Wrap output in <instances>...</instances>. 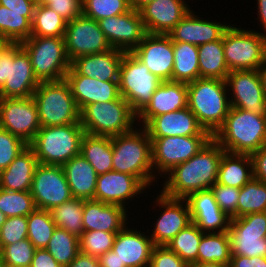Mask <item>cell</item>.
I'll use <instances>...</instances> for the list:
<instances>
[{"mask_svg":"<svg viewBox=\"0 0 266 267\" xmlns=\"http://www.w3.org/2000/svg\"><path fill=\"white\" fill-rule=\"evenodd\" d=\"M225 150L211 138L186 162L174 166L162 176L161 192L170 198L185 199L189 194L210 189L217 182L219 165Z\"/></svg>","mask_w":266,"mask_h":267,"instance_id":"6da1fadb","label":"cell"},{"mask_svg":"<svg viewBox=\"0 0 266 267\" xmlns=\"http://www.w3.org/2000/svg\"><path fill=\"white\" fill-rule=\"evenodd\" d=\"M138 126V128H137ZM113 171L137 177L148 189L157 177L152 166L151 139L144 126L112 137Z\"/></svg>","mask_w":266,"mask_h":267,"instance_id":"7a4b0ae2","label":"cell"},{"mask_svg":"<svg viewBox=\"0 0 266 267\" xmlns=\"http://www.w3.org/2000/svg\"><path fill=\"white\" fill-rule=\"evenodd\" d=\"M212 138L226 152L251 155L266 145V115L231 107Z\"/></svg>","mask_w":266,"mask_h":267,"instance_id":"3957f363","label":"cell"},{"mask_svg":"<svg viewBox=\"0 0 266 267\" xmlns=\"http://www.w3.org/2000/svg\"><path fill=\"white\" fill-rule=\"evenodd\" d=\"M187 107L212 136L224 124L231 108L227 85L216 78H198L187 83Z\"/></svg>","mask_w":266,"mask_h":267,"instance_id":"277c9868","label":"cell"},{"mask_svg":"<svg viewBox=\"0 0 266 267\" xmlns=\"http://www.w3.org/2000/svg\"><path fill=\"white\" fill-rule=\"evenodd\" d=\"M32 97L41 127L81 124L80 110L65 78L40 82Z\"/></svg>","mask_w":266,"mask_h":267,"instance_id":"5b68a950","label":"cell"},{"mask_svg":"<svg viewBox=\"0 0 266 267\" xmlns=\"http://www.w3.org/2000/svg\"><path fill=\"white\" fill-rule=\"evenodd\" d=\"M84 134L81 124L41 127L28 146L39 164L63 166L80 154Z\"/></svg>","mask_w":266,"mask_h":267,"instance_id":"8992f818","label":"cell"},{"mask_svg":"<svg viewBox=\"0 0 266 267\" xmlns=\"http://www.w3.org/2000/svg\"><path fill=\"white\" fill-rule=\"evenodd\" d=\"M137 115L120 96L109 102L92 103L80 111V123L86 134L113 137L131 131Z\"/></svg>","mask_w":266,"mask_h":267,"instance_id":"52a82bcc","label":"cell"},{"mask_svg":"<svg viewBox=\"0 0 266 267\" xmlns=\"http://www.w3.org/2000/svg\"><path fill=\"white\" fill-rule=\"evenodd\" d=\"M230 25L222 41L229 71L258 70L266 61V35Z\"/></svg>","mask_w":266,"mask_h":267,"instance_id":"ba28073f","label":"cell"},{"mask_svg":"<svg viewBox=\"0 0 266 267\" xmlns=\"http://www.w3.org/2000/svg\"><path fill=\"white\" fill-rule=\"evenodd\" d=\"M39 82L64 79L70 69L64 37H30L20 43Z\"/></svg>","mask_w":266,"mask_h":267,"instance_id":"9c48e42d","label":"cell"},{"mask_svg":"<svg viewBox=\"0 0 266 267\" xmlns=\"http://www.w3.org/2000/svg\"><path fill=\"white\" fill-rule=\"evenodd\" d=\"M39 83L27 52L12 44L0 58V98L31 97Z\"/></svg>","mask_w":266,"mask_h":267,"instance_id":"30bf717a","label":"cell"},{"mask_svg":"<svg viewBox=\"0 0 266 267\" xmlns=\"http://www.w3.org/2000/svg\"><path fill=\"white\" fill-rule=\"evenodd\" d=\"M161 83L131 52H125L120 66L119 91L136 115L147 106Z\"/></svg>","mask_w":266,"mask_h":267,"instance_id":"8fae6325","label":"cell"},{"mask_svg":"<svg viewBox=\"0 0 266 267\" xmlns=\"http://www.w3.org/2000/svg\"><path fill=\"white\" fill-rule=\"evenodd\" d=\"M211 138L212 135L150 137L154 175L159 179L174 166L186 162Z\"/></svg>","mask_w":266,"mask_h":267,"instance_id":"7c38bea8","label":"cell"},{"mask_svg":"<svg viewBox=\"0 0 266 267\" xmlns=\"http://www.w3.org/2000/svg\"><path fill=\"white\" fill-rule=\"evenodd\" d=\"M231 255L266 257V212L230 219Z\"/></svg>","mask_w":266,"mask_h":267,"instance_id":"4fadbf2b","label":"cell"},{"mask_svg":"<svg viewBox=\"0 0 266 267\" xmlns=\"http://www.w3.org/2000/svg\"><path fill=\"white\" fill-rule=\"evenodd\" d=\"M30 193L37 209L50 211L73 198L62 166L38 164Z\"/></svg>","mask_w":266,"mask_h":267,"instance_id":"5bb4252c","label":"cell"},{"mask_svg":"<svg viewBox=\"0 0 266 267\" xmlns=\"http://www.w3.org/2000/svg\"><path fill=\"white\" fill-rule=\"evenodd\" d=\"M0 128L29 144L41 128L33 97L0 98Z\"/></svg>","mask_w":266,"mask_h":267,"instance_id":"9a60e30c","label":"cell"},{"mask_svg":"<svg viewBox=\"0 0 266 267\" xmlns=\"http://www.w3.org/2000/svg\"><path fill=\"white\" fill-rule=\"evenodd\" d=\"M64 40L70 61L79 56L103 53L112 49L98 21L83 14L67 22Z\"/></svg>","mask_w":266,"mask_h":267,"instance_id":"2e32d148","label":"cell"},{"mask_svg":"<svg viewBox=\"0 0 266 267\" xmlns=\"http://www.w3.org/2000/svg\"><path fill=\"white\" fill-rule=\"evenodd\" d=\"M156 194L155 202L158 210H162L154 222L153 229L150 231L154 245H166L182 229L192 223L189 206L185 199L170 198Z\"/></svg>","mask_w":266,"mask_h":267,"instance_id":"e0dca14e","label":"cell"},{"mask_svg":"<svg viewBox=\"0 0 266 267\" xmlns=\"http://www.w3.org/2000/svg\"><path fill=\"white\" fill-rule=\"evenodd\" d=\"M225 82L231 107L266 115V96L258 70L230 71Z\"/></svg>","mask_w":266,"mask_h":267,"instance_id":"ac0fdd59","label":"cell"},{"mask_svg":"<svg viewBox=\"0 0 266 267\" xmlns=\"http://www.w3.org/2000/svg\"><path fill=\"white\" fill-rule=\"evenodd\" d=\"M98 23L111 47L124 52H132L147 34L140 11L133 8Z\"/></svg>","mask_w":266,"mask_h":267,"instance_id":"d6986e66","label":"cell"},{"mask_svg":"<svg viewBox=\"0 0 266 267\" xmlns=\"http://www.w3.org/2000/svg\"><path fill=\"white\" fill-rule=\"evenodd\" d=\"M131 53L162 82L172 81L174 50L169 35L147 33Z\"/></svg>","mask_w":266,"mask_h":267,"instance_id":"ffe728a7","label":"cell"},{"mask_svg":"<svg viewBox=\"0 0 266 267\" xmlns=\"http://www.w3.org/2000/svg\"><path fill=\"white\" fill-rule=\"evenodd\" d=\"M148 189L137 177L109 171L98 175L94 200L131 209L130 202ZM139 197H138V196ZM130 200V201H129ZM128 206V207H126Z\"/></svg>","mask_w":266,"mask_h":267,"instance_id":"44dd1931","label":"cell"},{"mask_svg":"<svg viewBox=\"0 0 266 267\" xmlns=\"http://www.w3.org/2000/svg\"><path fill=\"white\" fill-rule=\"evenodd\" d=\"M129 223L117 232L112 250L120 260V267H149L155 245L149 234L132 229V224L130 228Z\"/></svg>","mask_w":266,"mask_h":267,"instance_id":"7402d4cb","label":"cell"},{"mask_svg":"<svg viewBox=\"0 0 266 267\" xmlns=\"http://www.w3.org/2000/svg\"><path fill=\"white\" fill-rule=\"evenodd\" d=\"M185 0H153L139 11L146 32L168 35L191 10Z\"/></svg>","mask_w":266,"mask_h":267,"instance_id":"603a6c76","label":"cell"},{"mask_svg":"<svg viewBox=\"0 0 266 267\" xmlns=\"http://www.w3.org/2000/svg\"><path fill=\"white\" fill-rule=\"evenodd\" d=\"M188 203L192 222L203 233H221L228 231L230 217L217 204L211 189L189 194Z\"/></svg>","mask_w":266,"mask_h":267,"instance_id":"cb8c5ba5","label":"cell"},{"mask_svg":"<svg viewBox=\"0 0 266 267\" xmlns=\"http://www.w3.org/2000/svg\"><path fill=\"white\" fill-rule=\"evenodd\" d=\"M190 10L168 34L173 42H185L196 46L222 39L230 24L213 21L196 15Z\"/></svg>","mask_w":266,"mask_h":267,"instance_id":"d4e9b609","label":"cell"},{"mask_svg":"<svg viewBox=\"0 0 266 267\" xmlns=\"http://www.w3.org/2000/svg\"><path fill=\"white\" fill-rule=\"evenodd\" d=\"M124 54V51L112 48L103 53L79 56L71 61L67 73H79L104 82H119L120 66Z\"/></svg>","mask_w":266,"mask_h":267,"instance_id":"484cf974","label":"cell"},{"mask_svg":"<svg viewBox=\"0 0 266 267\" xmlns=\"http://www.w3.org/2000/svg\"><path fill=\"white\" fill-rule=\"evenodd\" d=\"M187 101V83L164 81L137 115V125L145 127L155 116L183 109L187 107Z\"/></svg>","mask_w":266,"mask_h":267,"instance_id":"4316f807","label":"cell"},{"mask_svg":"<svg viewBox=\"0 0 266 267\" xmlns=\"http://www.w3.org/2000/svg\"><path fill=\"white\" fill-rule=\"evenodd\" d=\"M145 128L149 137L211 135L188 107L155 116Z\"/></svg>","mask_w":266,"mask_h":267,"instance_id":"83f0119b","label":"cell"},{"mask_svg":"<svg viewBox=\"0 0 266 267\" xmlns=\"http://www.w3.org/2000/svg\"><path fill=\"white\" fill-rule=\"evenodd\" d=\"M132 214L124 207L106 204L96 200H84L83 203V226L84 231L119 232L130 222Z\"/></svg>","mask_w":266,"mask_h":267,"instance_id":"f1b7e54d","label":"cell"},{"mask_svg":"<svg viewBox=\"0 0 266 267\" xmlns=\"http://www.w3.org/2000/svg\"><path fill=\"white\" fill-rule=\"evenodd\" d=\"M65 79L80 111L88 104L109 102L121 96L119 82H104L79 73H67Z\"/></svg>","mask_w":266,"mask_h":267,"instance_id":"f546056e","label":"cell"},{"mask_svg":"<svg viewBox=\"0 0 266 267\" xmlns=\"http://www.w3.org/2000/svg\"><path fill=\"white\" fill-rule=\"evenodd\" d=\"M38 164L34 151L27 146L5 170L0 172V188L8 191H30Z\"/></svg>","mask_w":266,"mask_h":267,"instance_id":"4dcf8cb0","label":"cell"},{"mask_svg":"<svg viewBox=\"0 0 266 267\" xmlns=\"http://www.w3.org/2000/svg\"><path fill=\"white\" fill-rule=\"evenodd\" d=\"M73 198L94 200L98 174L80 153L63 166Z\"/></svg>","mask_w":266,"mask_h":267,"instance_id":"1f68e13d","label":"cell"},{"mask_svg":"<svg viewBox=\"0 0 266 267\" xmlns=\"http://www.w3.org/2000/svg\"><path fill=\"white\" fill-rule=\"evenodd\" d=\"M253 177L252 159L247 154L224 152L217 183L240 189Z\"/></svg>","mask_w":266,"mask_h":267,"instance_id":"d6a6232c","label":"cell"},{"mask_svg":"<svg viewBox=\"0 0 266 267\" xmlns=\"http://www.w3.org/2000/svg\"><path fill=\"white\" fill-rule=\"evenodd\" d=\"M80 153L93 166L98 175L113 171L112 137L84 134Z\"/></svg>","mask_w":266,"mask_h":267,"instance_id":"836d02e7","label":"cell"},{"mask_svg":"<svg viewBox=\"0 0 266 267\" xmlns=\"http://www.w3.org/2000/svg\"><path fill=\"white\" fill-rule=\"evenodd\" d=\"M197 47L199 78H216L225 81L230 71L225 61L222 39Z\"/></svg>","mask_w":266,"mask_h":267,"instance_id":"e575fe53","label":"cell"},{"mask_svg":"<svg viewBox=\"0 0 266 267\" xmlns=\"http://www.w3.org/2000/svg\"><path fill=\"white\" fill-rule=\"evenodd\" d=\"M173 82L189 83L199 78L198 47L185 42H173Z\"/></svg>","mask_w":266,"mask_h":267,"instance_id":"d590c367","label":"cell"},{"mask_svg":"<svg viewBox=\"0 0 266 267\" xmlns=\"http://www.w3.org/2000/svg\"><path fill=\"white\" fill-rule=\"evenodd\" d=\"M34 12H15L0 5V37L20 44L31 37Z\"/></svg>","mask_w":266,"mask_h":267,"instance_id":"8d00e7d4","label":"cell"},{"mask_svg":"<svg viewBox=\"0 0 266 267\" xmlns=\"http://www.w3.org/2000/svg\"><path fill=\"white\" fill-rule=\"evenodd\" d=\"M218 262L230 265L231 246L228 232L204 233L198 246L197 263Z\"/></svg>","mask_w":266,"mask_h":267,"instance_id":"74e56055","label":"cell"},{"mask_svg":"<svg viewBox=\"0 0 266 267\" xmlns=\"http://www.w3.org/2000/svg\"><path fill=\"white\" fill-rule=\"evenodd\" d=\"M83 199L72 198L50 210L56 227L65 229L72 235L80 237L84 232L83 226Z\"/></svg>","mask_w":266,"mask_h":267,"instance_id":"f35d334b","label":"cell"},{"mask_svg":"<svg viewBox=\"0 0 266 267\" xmlns=\"http://www.w3.org/2000/svg\"><path fill=\"white\" fill-rule=\"evenodd\" d=\"M67 21L47 5H36L31 37H64Z\"/></svg>","mask_w":266,"mask_h":267,"instance_id":"ab89813d","label":"cell"},{"mask_svg":"<svg viewBox=\"0 0 266 267\" xmlns=\"http://www.w3.org/2000/svg\"><path fill=\"white\" fill-rule=\"evenodd\" d=\"M203 234L192 222L170 240L166 246L191 266L197 263L198 246Z\"/></svg>","mask_w":266,"mask_h":267,"instance_id":"60d3db41","label":"cell"},{"mask_svg":"<svg viewBox=\"0 0 266 267\" xmlns=\"http://www.w3.org/2000/svg\"><path fill=\"white\" fill-rule=\"evenodd\" d=\"M266 212V183L252 177L240 188L236 218Z\"/></svg>","mask_w":266,"mask_h":267,"instance_id":"b9f144b4","label":"cell"},{"mask_svg":"<svg viewBox=\"0 0 266 267\" xmlns=\"http://www.w3.org/2000/svg\"><path fill=\"white\" fill-rule=\"evenodd\" d=\"M63 267L69 265L79 251V238L62 228L56 227L45 248Z\"/></svg>","mask_w":266,"mask_h":267,"instance_id":"7bdbcfd3","label":"cell"},{"mask_svg":"<svg viewBox=\"0 0 266 267\" xmlns=\"http://www.w3.org/2000/svg\"><path fill=\"white\" fill-rule=\"evenodd\" d=\"M27 238L36 249L46 248L56 228L48 210L35 209L27 216Z\"/></svg>","mask_w":266,"mask_h":267,"instance_id":"ee69618b","label":"cell"},{"mask_svg":"<svg viewBox=\"0 0 266 267\" xmlns=\"http://www.w3.org/2000/svg\"><path fill=\"white\" fill-rule=\"evenodd\" d=\"M35 209L30 191H8L0 188V211L5 216H28Z\"/></svg>","mask_w":266,"mask_h":267,"instance_id":"f6af8a7d","label":"cell"},{"mask_svg":"<svg viewBox=\"0 0 266 267\" xmlns=\"http://www.w3.org/2000/svg\"><path fill=\"white\" fill-rule=\"evenodd\" d=\"M129 0H82V14L90 19H101L130 11Z\"/></svg>","mask_w":266,"mask_h":267,"instance_id":"bcb514c9","label":"cell"},{"mask_svg":"<svg viewBox=\"0 0 266 267\" xmlns=\"http://www.w3.org/2000/svg\"><path fill=\"white\" fill-rule=\"evenodd\" d=\"M117 232L84 231L79 237V251L94 257L112 250Z\"/></svg>","mask_w":266,"mask_h":267,"instance_id":"7dc6e473","label":"cell"},{"mask_svg":"<svg viewBox=\"0 0 266 267\" xmlns=\"http://www.w3.org/2000/svg\"><path fill=\"white\" fill-rule=\"evenodd\" d=\"M35 250V246L27 238L5 245L0 250V256L4 267H30Z\"/></svg>","mask_w":266,"mask_h":267,"instance_id":"c3c4849f","label":"cell"},{"mask_svg":"<svg viewBox=\"0 0 266 267\" xmlns=\"http://www.w3.org/2000/svg\"><path fill=\"white\" fill-rule=\"evenodd\" d=\"M28 146L20 137L0 128V172Z\"/></svg>","mask_w":266,"mask_h":267,"instance_id":"681fc988","label":"cell"},{"mask_svg":"<svg viewBox=\"0 0 266 267\" xmlns=\"http://www.w3.org/2000/svg\"><path fill=\"white\" fill-rule=\"evenodd\" d=\"M27 216L7 217L0 229V250L5 245L27 239Z\"/></svg>","mask_w":266,"mask_h":267,"instance_id":"f907efd6","label":"cell"},{"mask_svg":"<svg viewBox=\"0 0 266 267\" xmlns=\"http://www.w3.org/2000/svg\"><path fill=\"white\" fill-rule=\"evenodd\" d=\"M210 189L219 208L231 219L236 218L240 189L217 182Z\"/></svg>","mask_w":266,"mask_h":267,"instance_id":"816d5d0a","label":"cell"},{"mask_svg":"<svg viewBox=\"0 0 266 267\" xmlns=\"http://www.w3.org/2000/svg\"><path fill=\"white\" fill-rule=\"evenodd\" d=\"M149 267H190L166 245H155Z\"/></svg>","mask_w":266,"mask_h":267,"instance_id":"f5cc1de1","label":"cell"},{"mask_svg":"<svg viewBox=\"0 0 266 267\" xmlns=\"http://www.w3.org/2000/svg\"><path fill=\"white\" fill-rule=\"evenodd\" d=\"M47 6L67 22L82 15V0H52Z\"/></svg>","mask_w":266,"mask_h":267,"instance_id":"db71d44e","label":"cell"},{"mask_svg":"<svg viewBox=\"0 0 266 267\" xmlns=\"http://www.w3.org/2000/svg\"><path fill=\"white\" fill-rule=\"evenodd\" d=\"M253 177L266 183V145L250 155Z\"/></svg>","mask_w":266,"mask_h":267,"instance_id":"11a10c76","label":"cell"},{"mask_svg":"<svg viewBox=\"0 0 266 267\" xmlns=\"http://www.w3.org/2000/svg\"><path fill=\"white\" fill-rule=\"evenodd\" d=\"M230 265L232 267H266V257L231 255Z\"/></svg>","mask_w":266,"mask_h":267,"instance_id":"9f6ffc18","label":"cell"},{"mask_svg":"<svg viewBox=\"0 0 266 267\" xmlns=\"http://www.w3.org/2000/svg\"><path fill=\"white\" fill-rule=\"evenodd\" d=\"M30 267H63L44 248L36 249Z\"/></svg>","mask_w":266,"mask_h":267,"instance_id":"6f0895ef","label":"cell"},{"mask_svg":"<svg viewBox=\"0 0 266 267\" xmlns=\"http://www.w3.org/2000/svg\"><path fill=\"white\" fill-rule=\"evenodd\" d=\"M0 5L15 12H34L35 0H0Z\"/></svg>","mask_w":266,"mask_h":267,"instance_id":"680465c9","label":"cell"},{"mask_svg":"<svg viewBox=\"0 0 266 267\" xmlns=\"http://www.w3.org/2000/svg\"><path fill=\"white\" fill-rule=\"evenodd\" d=\"M66 267H100L98 257L79 252L76 258Z\"/></svg>","mask_w":266,"mask_h":267,"instance_id":"91938a15","label":"cell"},{"mask_svg":"<svg viewBox=\"0 0 266 267\" xmlns=\"http://www.w3.org/2000/svg\"><path fill=\"white\" fill-rule=\"evenodd\" d=\"M100 267H120V260L116 252L109 250L99 257Z\"/></svg>","mask_w":266,"mask_h":267,"instance_id":"94428289","label":"cell"},{"mask_svg":"<svg viewBox=\"0 0 266 267\" xmlns=\"http://www.w3.org/2000/svg\"><path fill=\"white\" fill-rule=\"evenodd\" d=\"M256 11L258 12L257 14V19H259V26H262L261 28L263 29L264 34L266 35V0H256ZM258 9V10H257Z\"/></svg>","mask_w":266,"mask_h":267,"instance_id":"6125c7cd","label":"cell"},{"mask_svg":"<svg viewBox=\"0 0 266 267\" xmlns=\"http://www.w3.org/2000/svg\"><path fill=\"white\" fill-rule=\"evenodd\" d=\"M258 73L261 79L262 87L264 90V95L266 96V61L265 63L258 69Z\"/></svg>","mask_w":266,"mask_h":267,"instance_id":"be15d7a7","label":"cell"},{"mask_svg":"<svg viewBox=\"0 0 266 267\" xmlns=\"http://www.w3.org/2000/svg\"><path fill=\"white\" fill-rule=\"evenodd\" d=\"M190 267H229V265L218 262H204L193 264Z\"/></svg>","mask_w":266,"mask_h":267,"instance_id":"e7e4bbea","label":"cell"},{"mask_svg":"<svg viewBox=\"0 0 266 267\" xmlns=\"http://www.w3.org/2000/svg\"><path fill=\"white\" fill-rule=\"evenodd\" d=\"M12 44L10 40L0 37V58Z\"/></svg>","mask_w":266,"mask_h":267,"instance_id":"03108f58","label":"cell"},{"mask_svg":"<svg viewBox=\"0 0 266 267\" xmlns=\"http://www.w3.org/2000/svg\"><path fill=\"white\" fill-rule=\"evenodd\" d=\"M129 1H130L131 8L135 10H139L146 3L153 1V0H129Z\"/></svg>","mask_w":266,"mask_h":267,"instance_id":"003e7915","label":"cell"},{"mask_svg":"<svg viewBox=\"0 0 266 267\" xmlns=\"http://www.w3.org/2000/svg\"><path fill=\"white\" fill-rule=\"evenodd\" d=\"M52 0H35L36 5H48Z\"/></svg>","mask_w":266,"mask_h":267,"instance_id":"a7ac6f4b","label":"cell"},{"mask_svg":"<svg viewBox=\"0 0 266 267\" xmlns=\"http://www.w3.org/2000/svg\"><path fill=\"white\" fill-rule=\"evenodd\" d=\"M7 219V216H5L1 211H0V229H1V226L5 223Z\"/></svg>","mask_w":266,"mask_h":267,"instance_id":"89a4df30","label":"cell"},{"mask_svg":"<svg viewBox=\"0 0 266 267\" xmlns=\"http://www.w3.org/2000/svg\"><path fill=\"white\" fill-rule=\"evenodd\" d=\"M0 267H4V264L2 262L1 256H0Z\"/></svg>","mask_w":266,"mask_h":267,"instance_id":"2644e50d","label":"cell"}]
</instances>
